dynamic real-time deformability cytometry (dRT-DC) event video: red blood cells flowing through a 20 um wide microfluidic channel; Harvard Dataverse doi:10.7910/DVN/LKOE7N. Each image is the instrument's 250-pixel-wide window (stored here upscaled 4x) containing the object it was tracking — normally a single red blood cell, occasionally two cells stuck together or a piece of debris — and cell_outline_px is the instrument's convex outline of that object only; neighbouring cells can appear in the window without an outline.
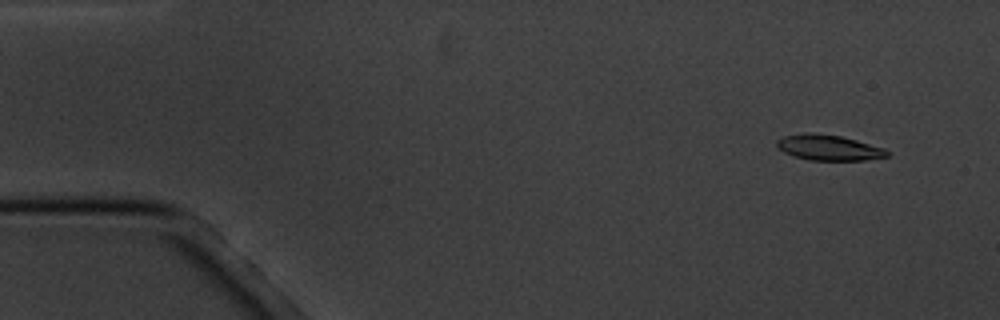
{"species": "common noctule bat (a hibernating species)", "species_latin": "Nyctalus noctula", "temperature_condition": "cold", "stored_images_in_passage": 6, "camera_frame_rate_fps": 3000, "um_per_image_px": 0.085, "animal": {"sex": "male", "body_mass_g": 20.1, "forearm_length_mm": 53.5}, "frame": {"image": 1, "passage_image": 2, "time_ms": 1.333, "image_size_px": [1000, 320], "cell_outline_px": [[892, 152], [888, 156], [864, 160], [808, 160], [792, 156], [776, 148], [776, 140], [784, 136], [808, 132], [840, 136], [856, 140], [884, 148]], "centroid_in_image_um": [70.42, 12.55], "position_along_channel_um": 14.6, "area_um2": 16.47}}
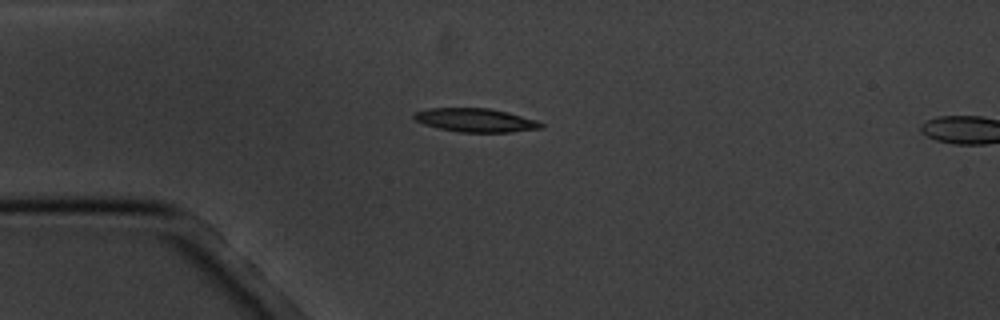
{"frame": {"image": 2, "passage_image": 5, "time_ms": 4.667, "image_size_px": [1000, 320], "cell_outline_px": [[544, 124], [540, 128], [512, 132], [460, 132], [440, 128], [424, 124], [416, 120], [412, 116], [416, 112], [428, 108], [488, 108], [508, 112], [536, 120]], "centroid_in_image_um": [40.42, 10.21], "position_along_channel_um": 44.6, "area_um2": 17.28}}